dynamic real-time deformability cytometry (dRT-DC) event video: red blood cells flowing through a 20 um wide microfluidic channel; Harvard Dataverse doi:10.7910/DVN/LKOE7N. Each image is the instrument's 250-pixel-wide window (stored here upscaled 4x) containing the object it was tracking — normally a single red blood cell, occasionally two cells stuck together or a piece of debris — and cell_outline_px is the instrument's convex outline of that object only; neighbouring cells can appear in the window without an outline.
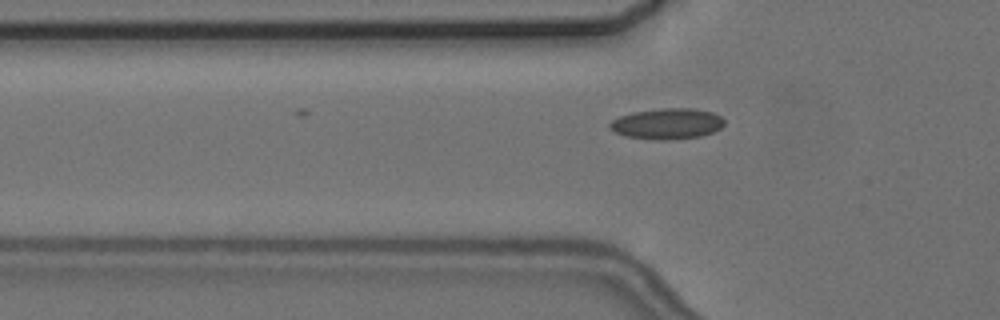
{"species": "common noctule bat (a hibernating species)", "species_latin": "Nyctalus noctula", "temperature_condition": "cold", "stored_images_in_passage": 4, "camera_frame_rate_fps": 3000, "um_per_image_px": 0.085, "animal": {"sex": "female", "body_mass_g": 24.6, "forearm_length_mm": 56.2}, "frame": {"image": 1, "passage_image": 3, "time_ms": 2.333, "image_size_px": [1000, 320], "cell_outline_px": [[724, 124], [720, 128], [712, 132], [700, 136], [664, 140], [660, 140], [624, 136], [608, 128], [608, 124], [612, 120], [620, 116], [632, 112], [660, 108], [692, 108], [712, 112], [720, 116], [724, 120]], "centroid_in_image_um": [56.68, 10.51], "position_along_channel_um": 69.1, "area_um2": 20.52}}
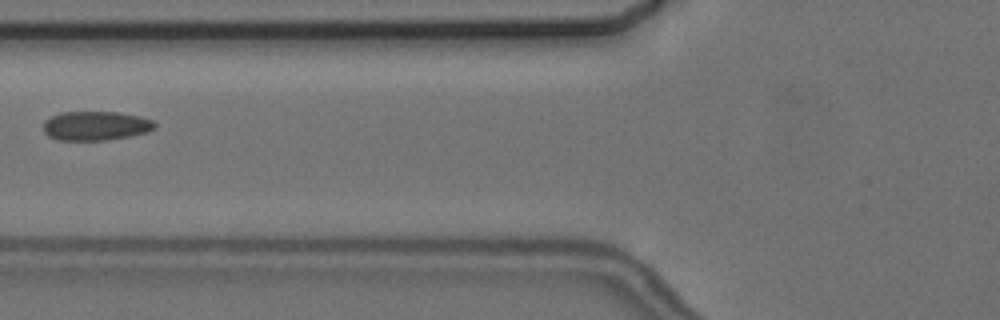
{"frame": {"image": 2, "passage_image": 4, "time_ms": 3.667, "image_size_px": [1000, 320], "cell_outline_px": [[156, 128], [148, 132], [128, 136], [104, 140], [56, 140], [48, 136], [44, 132], [44, 120], [60, 112], [120, 112], [140, 116], [152, 120], [156, 124]], "centroid_in_image_um": [8.13, 10.69], "position_along_channel_um": 117.7, "area_um2": 19.02}}